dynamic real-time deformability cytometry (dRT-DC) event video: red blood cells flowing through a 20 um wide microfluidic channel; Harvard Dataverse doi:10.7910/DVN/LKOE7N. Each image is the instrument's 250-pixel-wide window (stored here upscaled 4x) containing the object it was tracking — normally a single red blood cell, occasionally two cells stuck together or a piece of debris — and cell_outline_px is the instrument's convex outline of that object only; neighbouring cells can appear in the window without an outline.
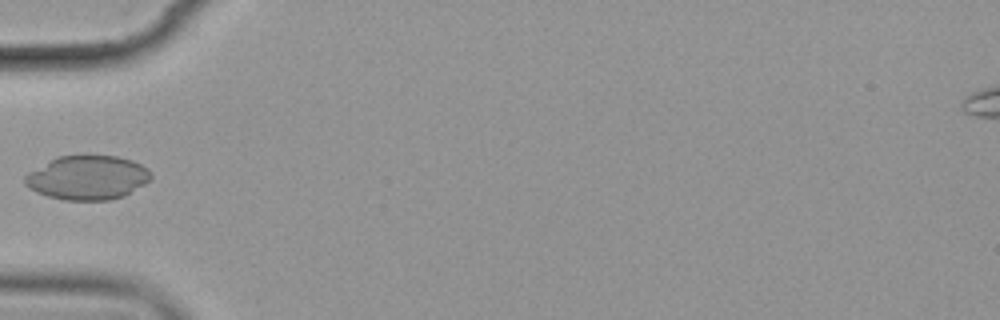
{"species": "common noctule bat (a hibernating species)", "species_latin": "Nyctalus noctula", "temperature_condition": "cold", "stored_images_in_passage": 8, "camera_frame_rate_fps": 3000, "um_per_image_px": 0.085, "animal": {"sex": "female", "body_mass_g": 19.9}, "frame": {"image": 1, "passage_image": 5, "time_ms": 4.667, "image_size_px": [1000, 320], "cell_outline_px": [[152, 180], [124, 196], [112, 200], [64, 200], [48, 196], [36, 192], [28, 188], [24, 184], [24, 176], [28, 172], [56, 156], [84, 152], [116, 156], [132, 160], [148, 168], [152, 176]], "centroid_in_image_um": [7.43, 15.05], "position_along_channel_um": 77.6, "area_um2": 33.47}}
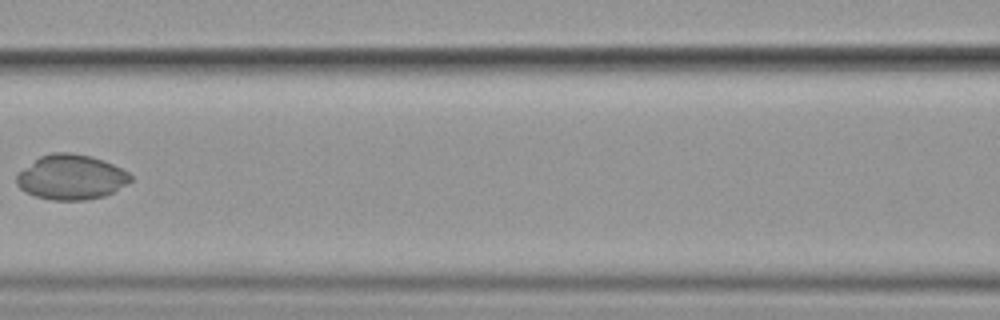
{"frame": {"image": 2, "passage_image": 7, "time_ms": 7.0, "image_size_px": [1000, 320], "cell_outline_px": [[132, 180], [112, 192], [104, 196], [84, 200], [52, 200], [36, 196], [20, 188], [16, 184], [16, 176], [24, 168], [40, 156], [52, 152], [68, 152], [92, 156], [104, 160], [128, 172], [132, 176]], "centroid_in_image_um": [6.05, 15.05], "position_along_channel_um": 160.6, "area_um2": 29.59}}
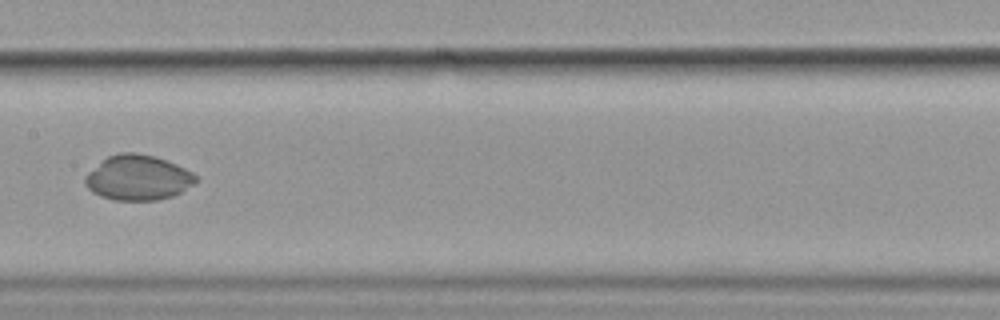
{"frame": {"image": 3, "passage_image": 8, "time_ms": 8.0, "image_size_px": [1000, 320], "cell_outline_px": [[200, 180], [180, 192], [172, 196], [156, 200], [112, 200], [100, 196], [92, 192], [84, 184], [84, 176], [88, 172], [108, 156], [120, 152], [136, 152], [156, 156], [176, 164], [192, 172]], "centroid_in_image_um": [11.71, 15.1], "position_along_channel_um": 195.7, "area_um2": 29.19}}